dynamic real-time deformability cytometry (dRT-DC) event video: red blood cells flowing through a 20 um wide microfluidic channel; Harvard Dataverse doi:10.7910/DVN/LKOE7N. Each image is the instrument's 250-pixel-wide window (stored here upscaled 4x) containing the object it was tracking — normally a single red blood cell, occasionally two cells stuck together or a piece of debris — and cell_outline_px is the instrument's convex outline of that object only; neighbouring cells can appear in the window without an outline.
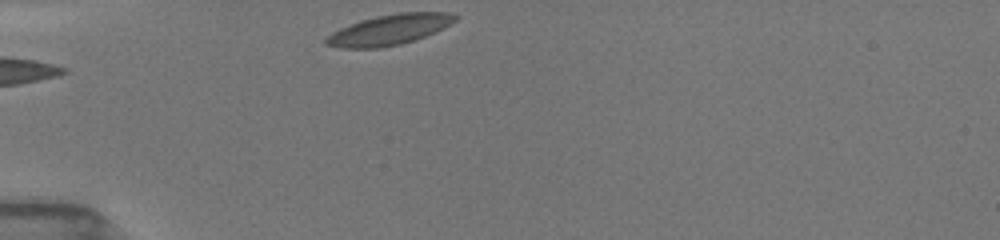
{"species": "common noctule bat (a hibernating species)", "species_latin": "Nyctalus noctula", "temperature_condition": "room temperature", "stored_images_in_passage": 2, "segment_of_instrument_passage": [2, 2], "camera_frame_rate_fps": 3000, "um_per_image_px": 0.085, "animal": {"sex": "female", "body_mass_g": 19.5, "forearm_length_mm": 54.1}, "frame": {"image": 1, "passage_image": 2, "time_ms": 1.0, "image_size_px": [1000, 240], "cell_outline_px": [[460, 16], [456, 20], [424, 36], [400, 44], [380, 48], [340, 48], [324, 44], [324, 40], [332, 32], [340, 28], [360, 20], [376, 16], [400, 12], [448, 12]], "centroid_in_image_um": [33.04, 2.52], "position_along_channel_um": 52.0, "area_um2": 22.6}}